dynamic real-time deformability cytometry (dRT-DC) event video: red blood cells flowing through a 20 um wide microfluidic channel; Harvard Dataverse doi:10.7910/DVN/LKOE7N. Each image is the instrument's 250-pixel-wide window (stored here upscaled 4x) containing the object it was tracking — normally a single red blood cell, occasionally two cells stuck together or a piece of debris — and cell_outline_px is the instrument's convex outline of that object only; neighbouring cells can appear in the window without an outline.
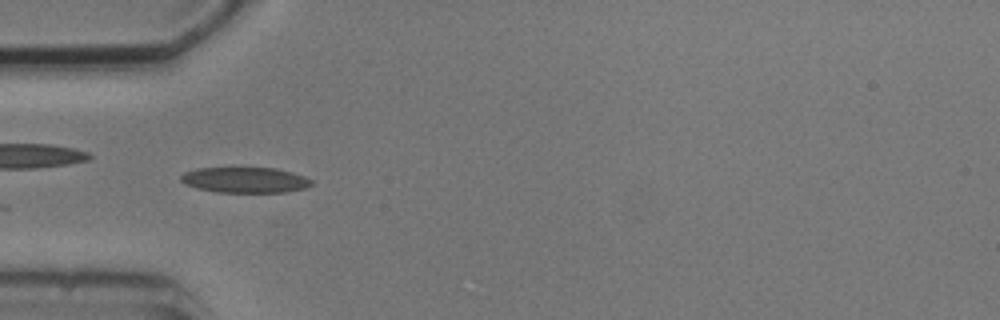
{"species": "common noctule bat (a hibernating species)", "species_latin": "Nyctalus noctula", "temperature_condition": "cold", "stored_images_in_passage": 6, "camera_frame_rate_fps": 3000, "um_per_image_px": 0.085, "animal": {"sex": "male", "body_mass_g": 20.5, "forearm_length_mm": 52.5}, "frame": {"image": 1, "passage_image": 5, "time_ms": 5.333, "image_size_px": [1000, 320], "cell_outline_px": [[316, 184], [308, 188], [288, 192], [216, 192], [196, 188], [184, 184], [180, 180], [180, 176], [184, 172], [196, 168], [276, 168], [292, 172], [304, 176], [312, 180]], "centroid_in_image_um": [20.86, 15.3], "position_along_channel_um": 64.1, "area_um2": 19.77}}
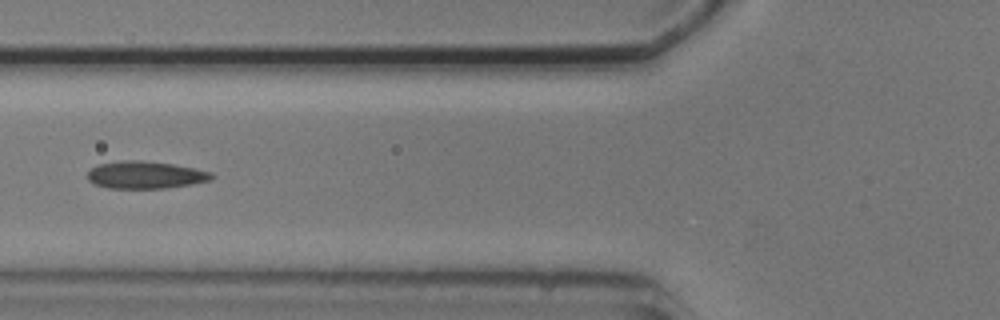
{"frame": {"image": 2, "passage_image": 6, "time_ms": 6.667, "image_size_px": [1000, 320], "cell_outline_px": [[212, 180], [192, 184], [164, 188], [108, 188], [96, 184], [88, 180], [88, 172], [92, 168], [100, 164], [124, 160], [140, 160], [172, 164], [212, 172]], "centroid_in_image_um": [12.36, 14.87], "position_along_channel_um": 113.4, "area_um2": 19.54}}